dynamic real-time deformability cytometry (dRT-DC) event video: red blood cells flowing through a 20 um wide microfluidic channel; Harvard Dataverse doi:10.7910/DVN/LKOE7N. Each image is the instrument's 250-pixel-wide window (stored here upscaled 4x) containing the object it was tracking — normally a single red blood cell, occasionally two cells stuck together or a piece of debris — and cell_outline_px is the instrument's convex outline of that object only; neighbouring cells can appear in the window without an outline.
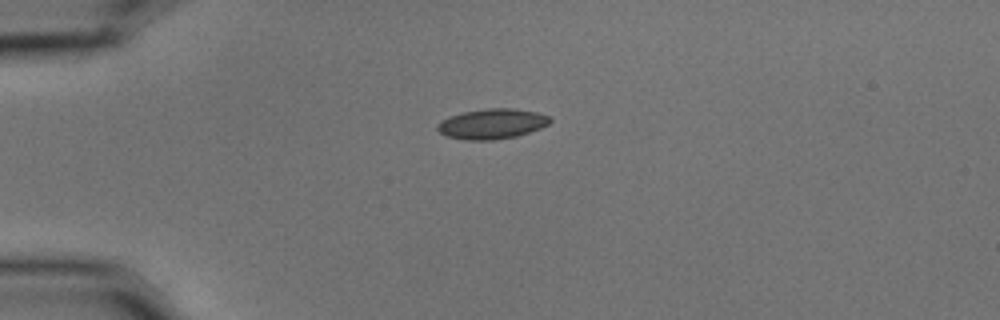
{"species": "common noctule bat (a hibernating species)", "species_latin": "Nyctalus noctula", "temperature_condition": "cold", "stored_images_in_passage": 2, "camera_frame_rate_fps": 3000, "um_per_image_px": 0.085, "animal": {"sex": "male", "body_mass_g": 15.6}, "frame": {"image": 1, "passage_image": 1, "time_ms": 0.0, "image_size_px": [1000, 320], "cell_outline_px": [[552, 120], [548, 124], [540, 128], [516, 136], [492, 140], [468, 140], [448, 136], [440, 132], [436, 128], [436, 124], [440, 120], [464, 112], [488, 108], [516, 108], [536, 112], [548, 116]], "centroid_in_image_um": [41.82, 10.52], "position_along_channel_um": 43.2, "area_um2": 19.59}}